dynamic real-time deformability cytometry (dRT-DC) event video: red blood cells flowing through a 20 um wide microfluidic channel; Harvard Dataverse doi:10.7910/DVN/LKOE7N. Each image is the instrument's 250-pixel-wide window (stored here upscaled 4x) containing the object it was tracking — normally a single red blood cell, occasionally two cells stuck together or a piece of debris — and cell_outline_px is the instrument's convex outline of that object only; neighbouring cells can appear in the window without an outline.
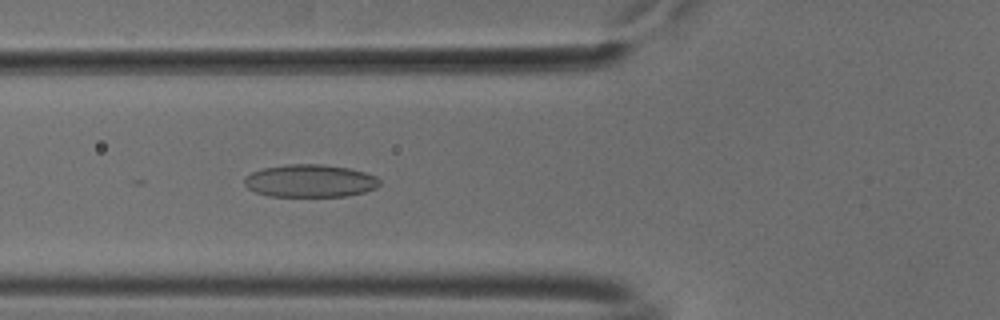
{"species": "common noctule bat (a hibernating species)", "species_latin": "Nyctalus noctula", "temperature_condition": "cold", "stored_images_in_passage": 52, "camera_frame_rate_fps": 3000, "um_per_image_px": 0.085, "animal": {"sex": "male", "body_mass_g": 18.8}, "frame": {"image": 1, "passage_image": 19, "time_ms": 6.0, "image_size_px": [1000, 320], "cell_outline_px": [[380, 184], [376, 188], [364, 192], [348, 196], [268, 196], [256, 192], [248, 188], [244, 184], [244, 176], [252, 172], [264, 168], [288, 164], [320, 164], [348, 168], [364, 172], [376, 176], [380, 180]], "centroid_in_image_um": [26.35, 15.37], "position_along_channel_um": 99.4, "area_um2": 25.78}}
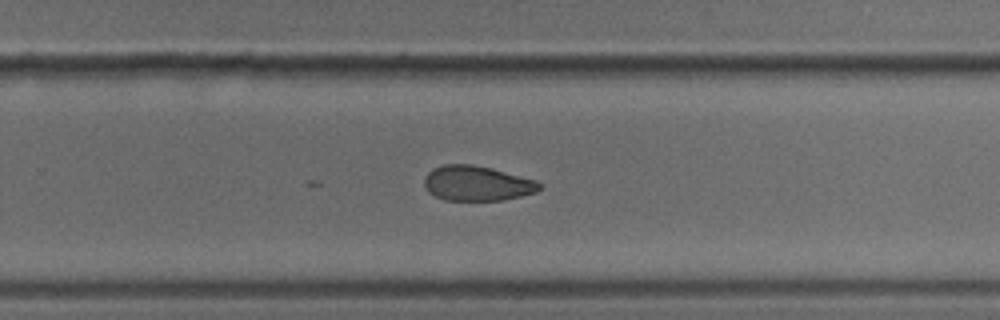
{"frame": {"image": 2, "passage_image": 34, "time_ms": 11.0, "image_size_px": [1000, 320], "cell_outline_px": [[544, 188], [536, 192], [504, 200], [444, 200], [428, 192], [424, 184], [424, 176], [432, 168], [444, 164], [472, 164], [492, 168], [536, 180], [544, 184]], "centroid_in_image_um": [40.56, 15.58], "position_along_channel_um": 289.2, "area_um2": 23.76}}
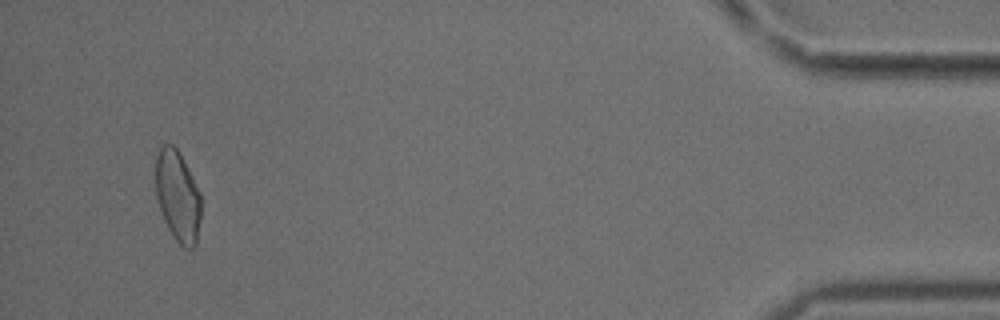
{"frame": {"image": 3, "passage_image": 50, "time_ms": 16.333, "image_size_px": [1000, 320], "cell_outline_px": [[200, 220], [196, 244], [192, 248], [184, 248], [176, 240], [168, 228], [164, 220], [156, 196], [156, 156], [160, 148], [164, 144], [172, 144], [176, 148], [200, 192]], "centroid_in_image_um": [15.1, 16.69], "position_along_channel_um": 420.1, "area_um2": 23.64}, "authors_computed_cell_mechanics": {"area_um2": 24.9407, "velocity_mm_per_s": 3.7872, "shape_relaxation_time_tau1_ms": 9.5489, "shape_relaxation_time_tau2_ms": 4.6635, "deformation_change_tau1": 0.1652, "deformation_change_tau2": 0.0897}}